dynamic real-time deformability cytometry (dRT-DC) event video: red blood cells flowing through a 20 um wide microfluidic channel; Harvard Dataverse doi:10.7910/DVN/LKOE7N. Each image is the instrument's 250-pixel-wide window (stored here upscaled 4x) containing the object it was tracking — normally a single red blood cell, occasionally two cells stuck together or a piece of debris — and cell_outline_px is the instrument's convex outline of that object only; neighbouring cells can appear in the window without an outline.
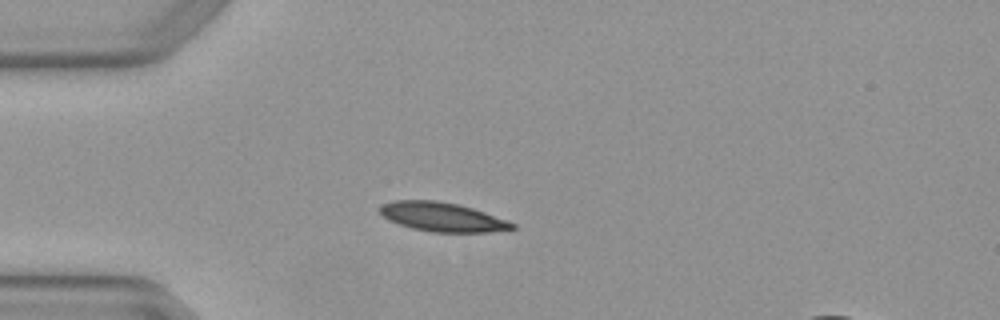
{"species": "Egyptian fruit bat (a non-hibernating species)", "species_latin": "Rousettus aegyptiacus", "temperature_condition": "warm", "stored_images_in_passage": 1, "camera_frame_rate_fps": 3000, "um_per_image_px": 0.085, "animal": {"sex": "female"}, "frame": {"image": 1, "passage_image": 1, "time_ms": 0.0, "image_size_px": [1000, 320], "cell_outline_px": [[516, 228], [488, 232], [432, 232], [412, 228], [388, 220], [380, 212], [380, 208], [384, 204], [396, 200], [436, 200], [456, 204], [472, 208], [508, 220], [516, 224]], "centroid_in_image_um": [37.62, 18.44], "position_along_channel_um": 47.4, "area_um2": 22.2}}